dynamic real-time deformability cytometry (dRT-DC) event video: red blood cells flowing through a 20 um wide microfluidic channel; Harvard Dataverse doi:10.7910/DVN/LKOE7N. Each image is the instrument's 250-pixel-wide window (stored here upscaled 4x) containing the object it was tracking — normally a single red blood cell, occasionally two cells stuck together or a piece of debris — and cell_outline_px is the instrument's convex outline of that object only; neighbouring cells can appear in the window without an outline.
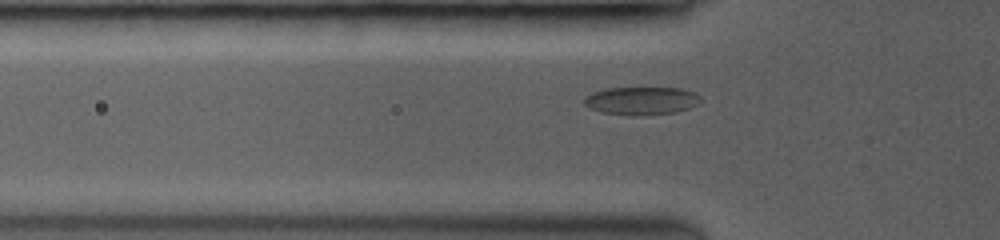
{"species": "common noctule bat (a hibernating species)", "species_latin": "Nyctalus noctula", "temperature_condition": "room temperature", "stored_images_in_passage": 42, "segment_of_instrument_passage": [1, 2], "camera_frame_rate_fps": 3500, "um_per_image_px": 0.085, "animal": {"sex": "female", "body_mass_g": 19.0, "forearm_length_mm": 53.3}, "frame": {"image": 1, "passage_image": 3, "time_ms": 0.571, "image_size_px": [1000, 240], "cell_outline_px": [[700, 100], [696, 104], [688, 108], [676, 112], [604, 112], [592, 108], [584, 104], [584, 100], [592, 92], [608, 88], [676, 88], [692, 92]], "centroid_in_image_um": [54.5, 8.5], "position_along_channel_um": 71.3, "area_um2": 17.4}}
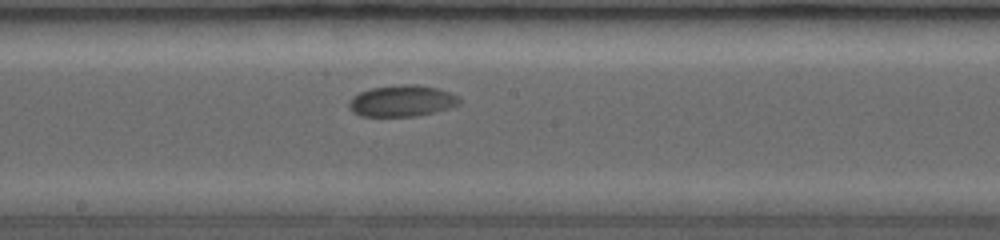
{"frame": {"image": 2, "passage_image": 16, "time_ms": 4.286, "image_size_px": [1000, 240], "cell_outline_px": [[460, 104], [448, 108], [416, 116], [360, 116], [348, 104], [360, 92], [372, 88], [408, 84], [412, 84], [436, 88], [448, 92], [456, 96], [460, 100]], "centroid_in_image_um": [34.19, 8.58], "position_along_channel_um": 214.0, "area_um2": 19.48}}
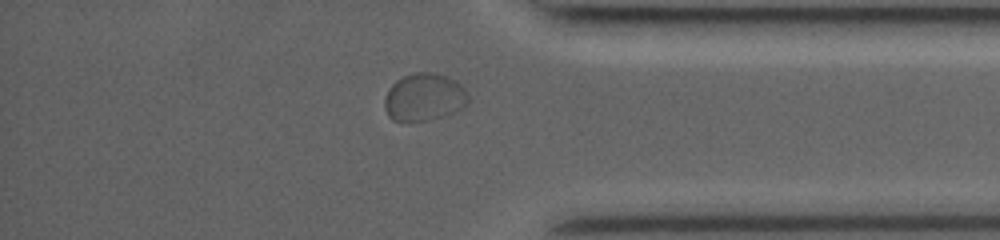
{"frame": {"image": 3, "passage_image": 33, "time_ms": 9.143, "image_size_px": [1000, 240], "cell_outline_px": [[472, 100], [464, 108], [456, 112], [432, 120], [408, 124], [400, 124], [392, 120], [388, 116], [384, 108], [384, 96], [388, 88], [396, 80], [404, 76], [416, 72], [428, 72], [444, 76], [460, 84], [468, 92]], "centroid_in_image_um": [36.04, 8.33], "position_along_channel_um": 399.2, "area_um2": 24.16}}